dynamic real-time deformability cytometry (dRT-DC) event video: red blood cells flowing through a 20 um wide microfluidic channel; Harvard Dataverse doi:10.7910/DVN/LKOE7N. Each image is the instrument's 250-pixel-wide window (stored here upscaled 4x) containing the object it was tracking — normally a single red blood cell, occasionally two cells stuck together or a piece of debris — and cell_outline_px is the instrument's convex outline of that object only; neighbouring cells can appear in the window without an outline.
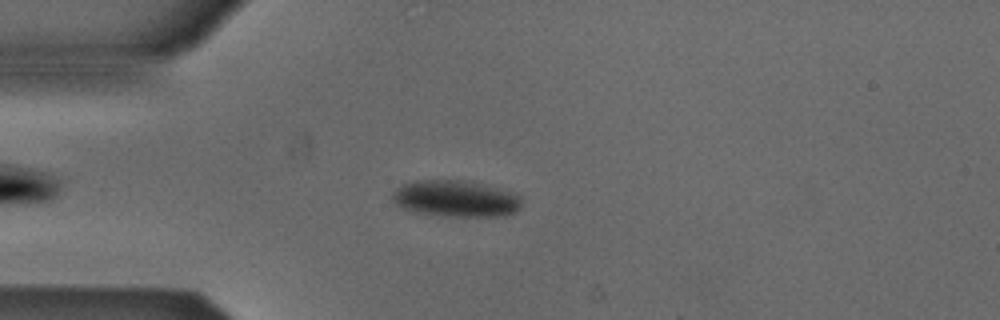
{"species": "Egyptian fruit bat (a non-hibernating species)", "species_latin": "Rousettus aegyptiacus", "temperature_condition": "cold", "stored_images_in_passage": 45, "camera_frame_rate_fps": 3000, "um_per_image_px": 0.085, "animal": {"sex": "male"}, "frame": {"image": 1, "passage_image": 9, "time_ms": 2.667, "image_size_px": [1000, 320], "cell_outline_px": [[520, 208], [516, 212], [504, 216], [444, 216], [412, 212], [400, 208], [392, 200], [392, 192], [396, 188], [404, 184], [416, 180], [468, 180], [484, 184], [512, 192], [520, 196]], "centroid_in_image_um": [38.71, 16.88], "position_along_channel_um": 46.3, "area_um2": 27.8}}
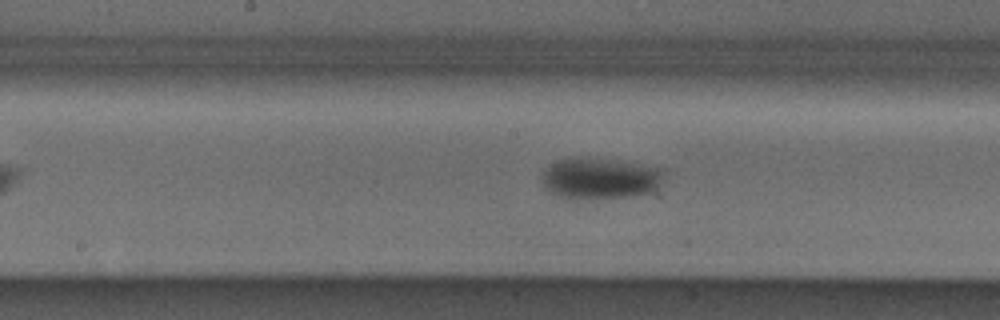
{"frame": {"image": 2, "passage_image": 22, "time_ms": 7.0, "image_size_px": [1000, 320], "cell_outline_px": [[664, 176], [656, 192], [628, 196], [576, 200], [560, 196], [552, 192], [544, 184], [544, 172], [552, 164], [560, 160], [580, 156], [664, 168]], "centroid_in_image_um": [51.08, 15.18], "position_along_channel_um": 197.1, "area_um2": 29.02}}
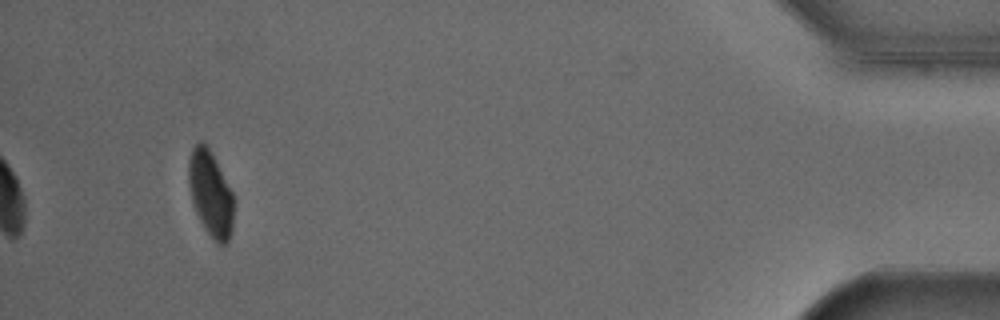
{"frame": {"image": 3, "passage_image": 45, "time_ms": 14.667, "image_size_px": [1000, 320], "cell_outline_px": [[232, 232], [228, 244], [216, 244], [204, 228], [196, 212], [192, 200], [188, 184], [188, 160], [192, 148], [200, 140], [208, 148], [216, 160], [232, 192]], "centroid_in_image_um": [17.88, 16.48], "position_along_channel_um": 417.3, "area_um2": 22.37}, "authors_computed_cell_mechanics": {"area_um2": 28.4376, "velocity_mm_per_s": 3.8526, "shape_relaxation_time_tau1_ms": 7.6788, "shape_relaxation_time_tau2_ms": null, "deformation_change_tau1": 0.1229, "deformation_change_tau2": null}}